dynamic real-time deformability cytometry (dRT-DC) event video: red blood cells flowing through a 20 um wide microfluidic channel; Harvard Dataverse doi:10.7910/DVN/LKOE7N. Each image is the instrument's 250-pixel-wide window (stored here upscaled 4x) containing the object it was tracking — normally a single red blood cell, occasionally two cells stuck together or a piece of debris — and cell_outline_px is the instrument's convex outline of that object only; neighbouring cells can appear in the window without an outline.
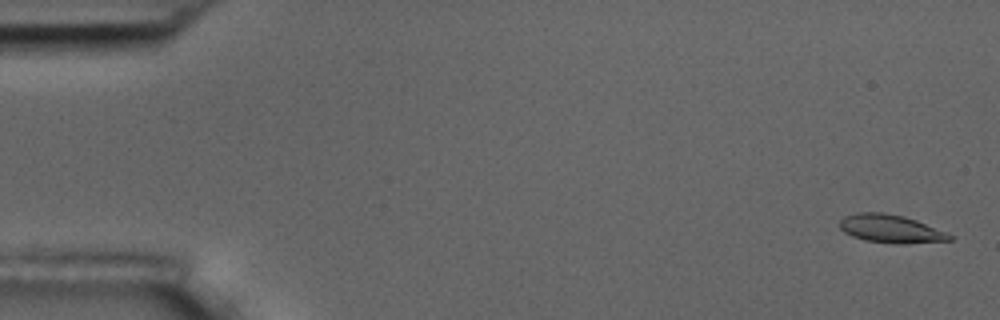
{"species": "common noctule bat (a hibernating species)", "species_latin": "Nyctalus noctula", "temperature_condition": "room temperature", "stored_images_in_passage": 15, "camera_frame_rate_fps": 3000, "um_per_image_px": 0.085, "animal": {"sex": "male", "body_mass_g": 17.5, "forearm_length_mm": 52.3}, "frame": {"image": 1, "passage_image": 1, "time_ms": 0.0, "image_size_px": [1000, 320], "cell_outline_px": [[952, 240], [904, 244], [896, 244], [864, 240], [852, 236], [844, 232], [840, 228], [840, 220], [844, 216], [856, 212], [884, 212], [904, 216], [916, 220], [944, 232], [952, 236]], "centroid_in_image_um": [75.66, 19.44], "position_along_channel_um": 9.3, "area_um2": 17.98}}
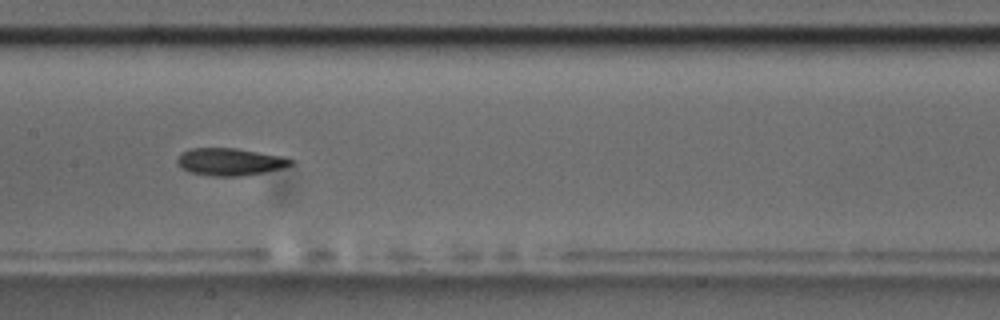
{"frame": {"image": 2, "passage_image": 8, "time_ms": 8.667, "image_size_px": [1000, 320], "cell_outline_px": [[296, 160], [292, 164], [280, 168], [264, 172], [240, 176], [212, 176], [188, 172], [176, 164], [176, 160], [180, 152], [192, 148], [236, 148], [280, 156]], "centroid_in_image_um": [19.48, 13.75], "position_along_channel_um": 187.9, "area_um2": 18.09}}
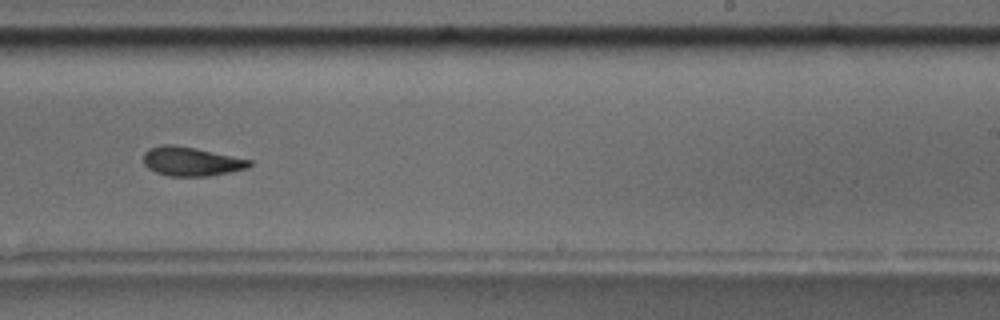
{"frame": {"image": 3, "passage_image": 10, "time_ms": 11.0, "image_size_px": [1000, 320], "cell_outline_px": [[252, 164], [248, 168], [208, 176], [168, 176], [156, 172], [148, 168], [144, 164], [144, 152], [148, 148], [164, 144], [172, 144], [196, 148], [252, 160]], "centroid_in_image_um": [16.24, 13.71], "position_along_channel_um": 272.8, "area_um2": 17.92}, "authors_computed_cell_mechanics": {"area_um2": 18.0914, "velocity_mm_per_s": 3.6479, "shape_relaxation_time_tau1_ms": 9.0409, "shape_relaxation_time_tau2_ms": 2.6951, "deformation_change_tau1": 0.1706, "deformation_change_tau2": 0.0775}}